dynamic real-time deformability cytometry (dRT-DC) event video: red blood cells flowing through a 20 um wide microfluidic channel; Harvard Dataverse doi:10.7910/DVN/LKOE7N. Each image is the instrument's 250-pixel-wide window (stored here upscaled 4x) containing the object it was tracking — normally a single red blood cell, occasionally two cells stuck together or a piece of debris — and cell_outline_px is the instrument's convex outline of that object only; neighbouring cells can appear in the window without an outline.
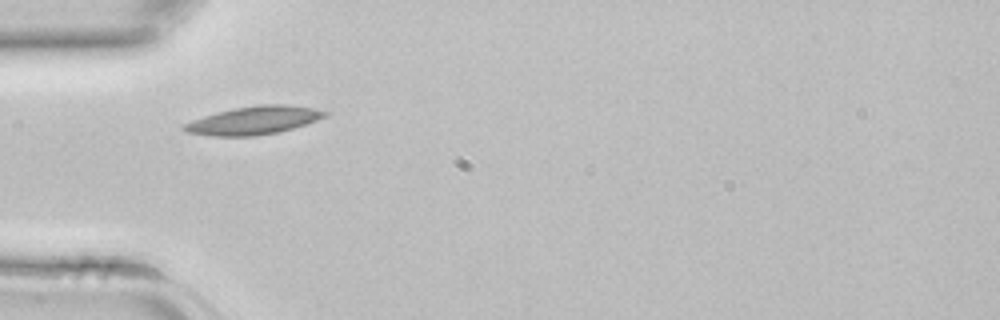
{"species": "common noctule bat (a hibernating species)", "species_latin": "Nyctalus noctula", "temperature_condition": "room temperature", "stored_images_in_passage": 31, "camera_frame_rate_fps": 3000, "um_per_image_px": 0.085, "animal": {"sex": "female", "body_mass_g": 22.7, "forearm_length_mm": 54.2}, "frame": {"image": 1, "passage_image": 1, "time_ms": 0.0, "image_size_px": [1000, 320], "cell_outline_px": [[328, 116], [280, 132], [256, 136], [212, 136], [184, 132], [180, 128], [184, 124], [192, 120], [216, 112], [236, 108], [260, 104], [284, 104], [312, 108], [328, 112]], "centroid_in_image_um": [21.53, 10.24], "position_along_channel_um": 63.5, "area_um2": 23.06}}
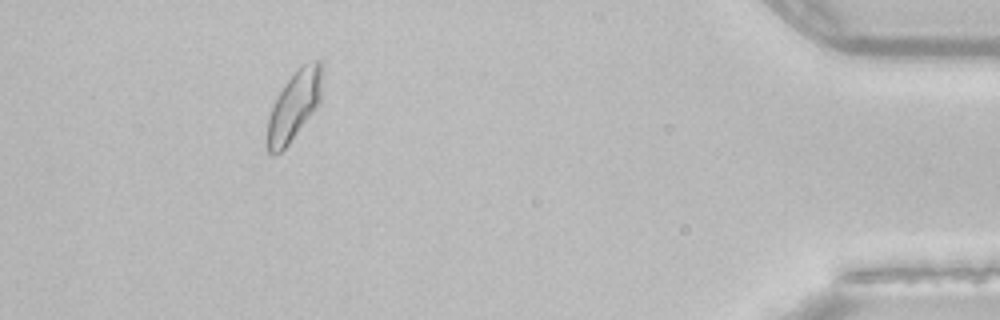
{"frame": {"image": 2, "passage_image": 27, "time_ms": 8.667, "image_size_px": [1000, 320], "cell_outline_px": [[320, 100], [316, 108], [288, 144], [276, 156], [272, 156], [268, 152], [268, 116], [276, 96], [284, 84], [304, 64], [316, 60], [320, 60]], "centroid_in_image_um": [24.96, 9.03], "position_along_channel_um": 410.2, "area_um2": 21.33}}